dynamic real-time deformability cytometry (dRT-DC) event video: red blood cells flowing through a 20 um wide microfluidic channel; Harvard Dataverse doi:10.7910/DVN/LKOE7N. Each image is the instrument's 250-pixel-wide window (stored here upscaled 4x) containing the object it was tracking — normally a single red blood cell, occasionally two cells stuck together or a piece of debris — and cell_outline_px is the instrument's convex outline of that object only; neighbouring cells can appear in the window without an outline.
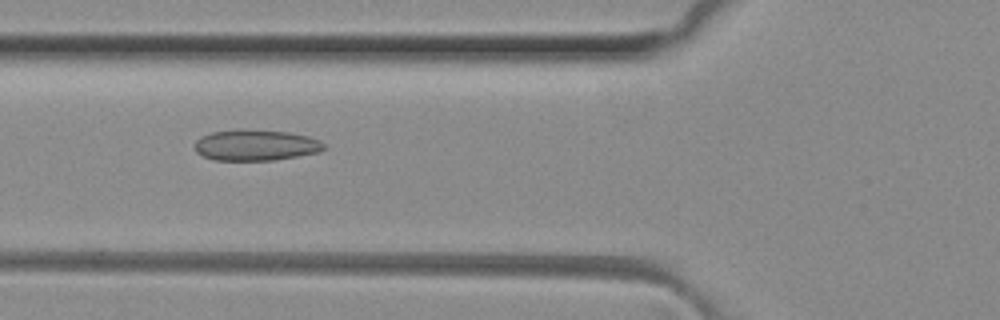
{"species": "common noctule bat (a hibernating species)", "species_latin": "Nyctalus noctula", "temperature_condition": "room temperature", "stored_images_in_passage": 31, "camera_frame_rate_fps": 3000, "um_per_image_px": 0.085, "animal": {"sex": "female", "body_mass_g": 29.2, "forearm_length_mm": 56.3}, "frame": {"image": 1, "passage_image": 5, "time_ms": 1.333, "image_size_px": [1000, 320], "cell_outline_px": [[328, 148], [320, 152], [276, 160], [212, 160], [196, 152], [196, 140], [200, 136], [212, 132], [240, 128], [244, 128], [288, 132], [308, 136], [320, 140]], "centroid_in_image_um": [21.76, 12.32], "position_along_channel_um": 104.0, "area_um2": 23.7}}
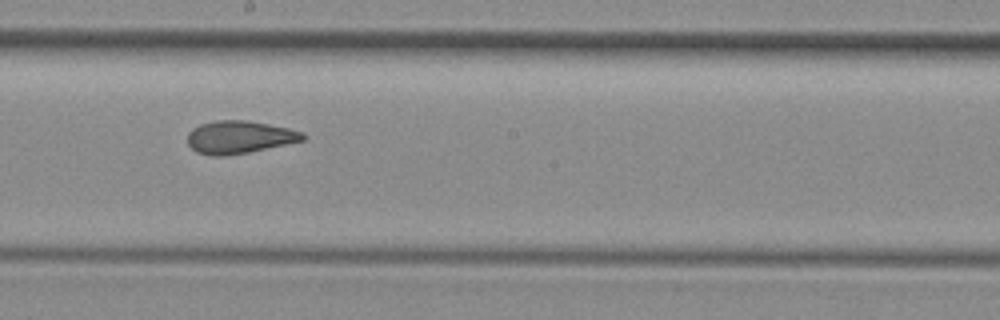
{"frame": {"image": 2, "passage_image": 14, "time_ms": 4.333, "image_size_px": [1000, 320], "cell_outline_px": [[308, 136], [304, 140], [248, 152], [224, 156], [212, 156], [196, 152], [188, 144], [188, 132], [192, 128], [200, 124], [216, 120], [248, 120], [288, 128], [304, 132]], "centroid_in_image_um": [20.34, 11.65], "position_along_channel_um": 227.9, "area_um2": 22.02}}
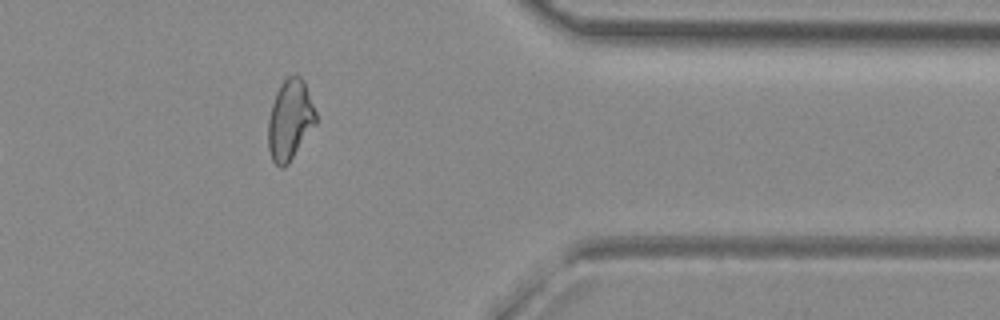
{"frame": {"image": 3, "passage_image": 27, "time_ms": 8.667, "image_size_px": [1000, 320], "cell_outline_px": [[316, 124], [288, 164], [284, 168], [280, 168], [272, 160], [268, 148], [268, 120], [272, 104], [276, 92], [280, 84], [288, 76], [296, 72], [304, 80], [316, 112]], "centroid_in_image_um": [24.64, 10.17], "position_along_channel_um": 386.8, "area_um2": 22.48}, "authors_computed_cell_mechanics": {"area_um2": 22.1952, "velocity_mm_per_s": 4.1177, "shape_relaxation_time_tau1_ms": null, "shape_relaxation_time_tau2_ms": 1.8113, "deformation_change_tau1": null, "deformation_change_tau2": 0.0884}}